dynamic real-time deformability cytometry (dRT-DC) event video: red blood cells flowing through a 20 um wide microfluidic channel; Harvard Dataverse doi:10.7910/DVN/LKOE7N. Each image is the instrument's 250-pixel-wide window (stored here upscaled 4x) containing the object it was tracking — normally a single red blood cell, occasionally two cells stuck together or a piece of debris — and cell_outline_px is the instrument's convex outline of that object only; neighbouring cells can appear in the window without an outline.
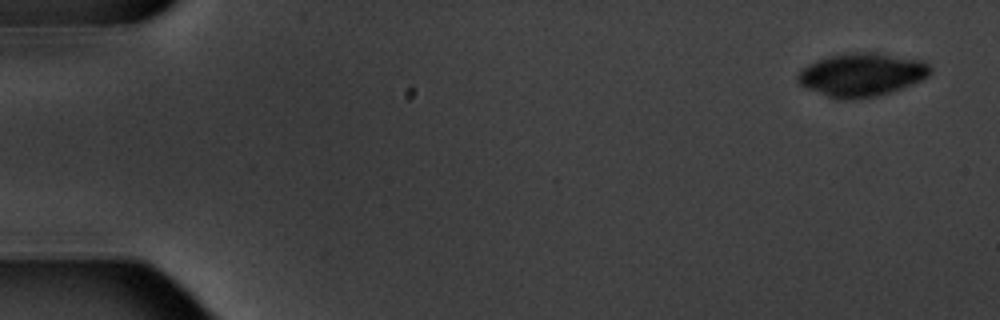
{"species": "common noctule bat (a hibernating species)", "species_latin": "Nyctalus noctula", "temperature_condition": "warm", "stored_images_in_passage": 6, "camera_frame_rate_fps": 3000, "um_per_image_px": 0.085, "animal": {"sex": "male", "body_mass_g": 20.1, "forearm_length_mm": 53.5}, "frame": {"image": 1, "passage_image": 1, "time_ms": 0.0, "image_size_px": [1000, 320], "cell_outline_px": [[932, 72], [928, 76], [912, 84], [892, 92], [880, 96], [852, 100], [836, 100], [808, 88], [800, 84], [796, 80], [796, 76], [808, 64], [816, 60], [848, 52], [876, 52], [924, 60], [932, 68]], "centroid_in_image_um": [73.27, 6.36], "position_along_channel_um": 11.7, "area_um2": 33.76}}